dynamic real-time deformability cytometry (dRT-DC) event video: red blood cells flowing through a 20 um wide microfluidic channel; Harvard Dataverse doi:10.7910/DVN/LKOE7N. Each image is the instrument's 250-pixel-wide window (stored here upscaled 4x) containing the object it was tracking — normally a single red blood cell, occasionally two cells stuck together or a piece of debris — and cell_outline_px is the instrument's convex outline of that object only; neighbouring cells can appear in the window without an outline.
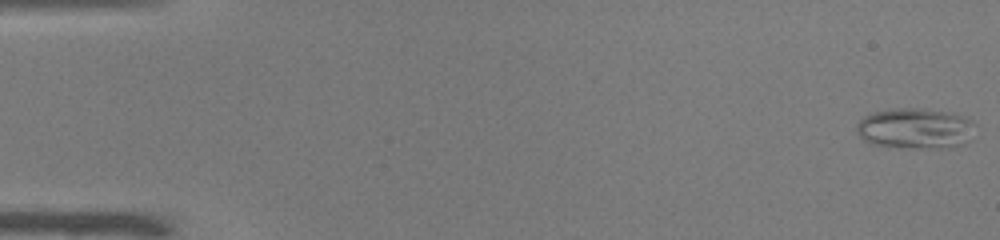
{"species": "common noctule bat (a hibernating species)", "species_latin": "Nyctalus noctula", "temperature_condition": "warm", "stored_images_in_passage": 27, "camera_frame_rate_fps": 3000, "um_per_image_px": 0.085, "animal": {"sex": "male", "body_mass_g": 19.0, "forearm_length_mm": 50.8}, "frame": {"image": 1, "passage_image": 1, "time_ms": 0.0, "image_size_px": [1000, 240], "cell_outline_px": [[976, 124], [972, 140], [964, 144], [952, 148], [928, 148], [876, 144], [864, 140], [856, 132], [856, 124], [864, 116], [872, 112], [896, 108], [920, 108], [944, 112], [964, 116], [972, 120]], "centroid_in_image_um": [77.86, 10.91], "position_along_channel_um": 7.1, "area_um2": 28.15}}
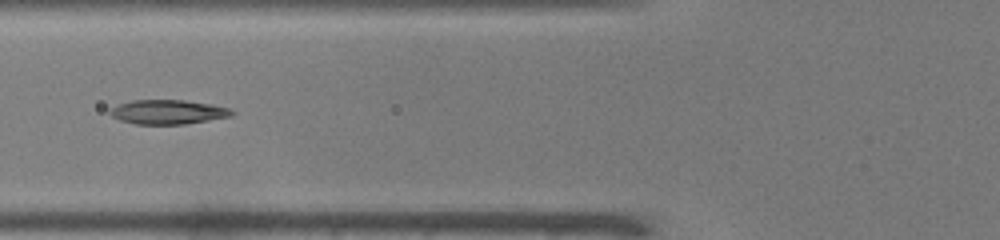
{"frame": {"image": 2, "passage_image": 20, "time_ms": 6.333, "image_size_px": [1000, 240], "cell_outline_px": [[236, 112], [232, 116], [184, 124], [136, 124], [120, 120], [112, 116], [108, 112], [108, 108], [116, 104], [132, 100], [184, 100], [212, 104], [228, 108]], "centroid_in_image_um": [14.23, 9.51], "position_along_channel_um": 111.6, "area_um2": 17.4}}
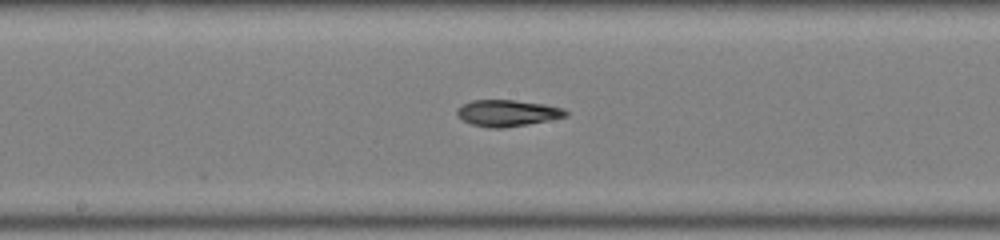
{"frame": {"image": 3, "passage_image": 27, "time_ms": 8.667, "image_size_px": [1000, 240], "cell_outline_px": [[568, 116], [548, 120], [504, 128], [488, 128], [472, 124], [464, 120], [456, 112], [464, 104], [472, 100], [512, 100], [544, 104], [564, 108], [568, 112]], "centroid_in_image_um": [43.17, 9.61], "position_along_channel_um": 205.0, "area_um2": 16.47}}